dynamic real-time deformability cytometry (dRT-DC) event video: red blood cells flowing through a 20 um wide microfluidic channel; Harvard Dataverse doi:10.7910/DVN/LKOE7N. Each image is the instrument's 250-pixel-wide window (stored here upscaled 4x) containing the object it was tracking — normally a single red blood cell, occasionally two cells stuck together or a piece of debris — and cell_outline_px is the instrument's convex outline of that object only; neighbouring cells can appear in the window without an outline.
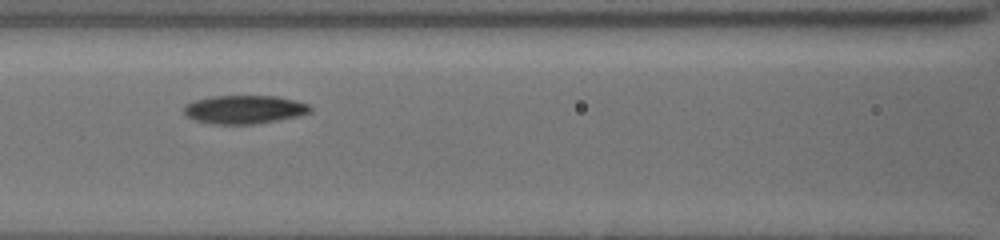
{"species": "common noctule bat (a hibernating species)", "species_latin": "Nyctalus noctula", "temperature_condition": "cold", "stored_images_in_passage": 8, "camera_frame_rate_fps": 3000, "um_per_image_px": 0.085, "animal": {"sex": "female", "body_mass_g": 19.5, "forearm_length_mm": 54.1}, "frame": {"image": 1, "passage_image": 5, "time_ms": 4.667, "image_size_px": [1000, 240], "cell_outline_px": [[312, 112], [296, 116], [276, 120], [252, 124], [212, 124], [196, 120], [188, 116], [184, 112], [184, 104], [196, 100], [212, 96], [276, 96], [296, 100], [308, 104], [312, 108]], "centroid_in_image_um": [20.77, 9.3], "position_along_channel_um": 145.8, "area_um2": 20.81}}
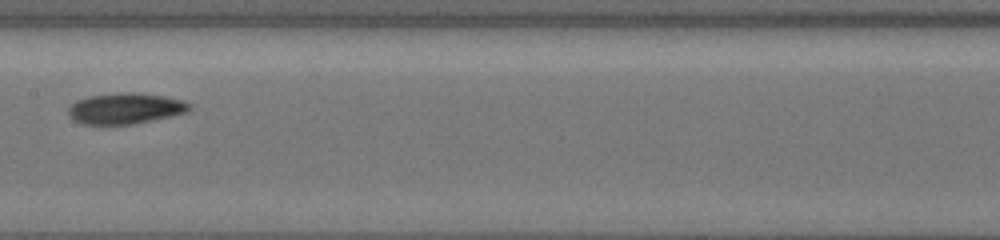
{"frame": {"image": 2, "passage_image": 6, "time_ms": 6.0, "image_size_px": [1000, 240], "cell_outline_px": [[192, 108], [184, 112], [168, 116], [132, 124], [84, 124], [68, 116], [68, 108], [76, 100], [88, 96], [120, 92], [136, 92], [164, 96], [184, 100], [192, 104]], "centroid_in_image_um": [10.64, 9.19], "position_along_channel_um": 196.8, "area_um2": 21.68}}
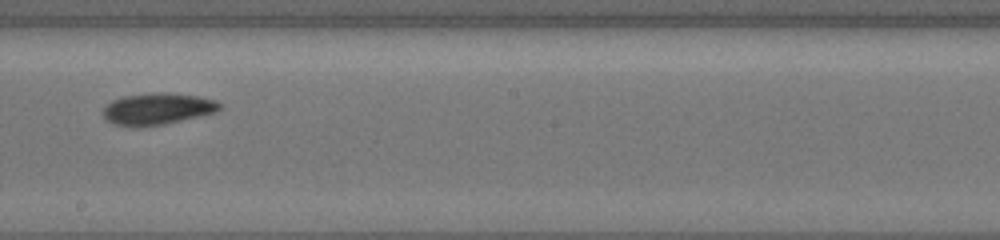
{"frame": {"image": 3, "passage_image": 7, "time_ms": 7.0, "image_size_px": [1000, 240], "cell_outline_px": [[220, 108], [216, 112], [160, 124], [116, 124], [108, 120], [100, 112], [112, 100], [124, 96], [160, 92], [168, 92], [200, 96], [216, 100], [220, 104]], "centroid_in_image_um": [13.41, 9.2], "position_along_channel_um": 234.8, "area_um2": 20.63}}